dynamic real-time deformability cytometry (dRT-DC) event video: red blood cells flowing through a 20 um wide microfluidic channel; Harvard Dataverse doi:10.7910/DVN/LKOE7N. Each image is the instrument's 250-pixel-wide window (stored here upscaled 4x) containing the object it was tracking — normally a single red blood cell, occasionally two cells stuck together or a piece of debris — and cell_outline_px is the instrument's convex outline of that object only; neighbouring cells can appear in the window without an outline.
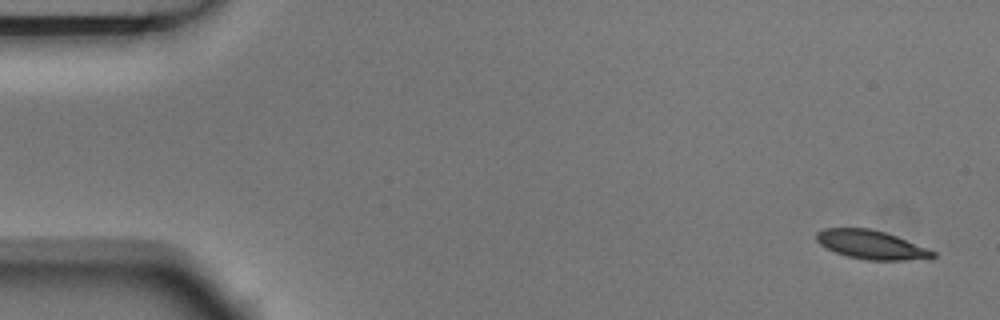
{"species": "Egyptian fruit bat (a non-hibernating species)", "species_latin": "Rousettus aegyptiacus", "temperature_condition": "room temperature", "stored_images_in_passage": 4, "camera_frame_rate_fps": 3000, "um_per_image_px": 0.085, "animal": {"sex": "male"}, "frame": {"image": 1, "passage_image": 1, "time_ms": 0.0, "image_size_px": [1000, 320], "cell_outline_px": [[936, 256], [904, 260], [868, 260], [848, 256], [836, 252], [820, 244], [816, 240], [816, 232], [824, 228], [872, 228], [896, 236], [928, 248], [936, 252]], "centroid_in_image_um": [74.03, 20.78], "position_along_channel_um": 11.0, "area_um2": 19.25}}
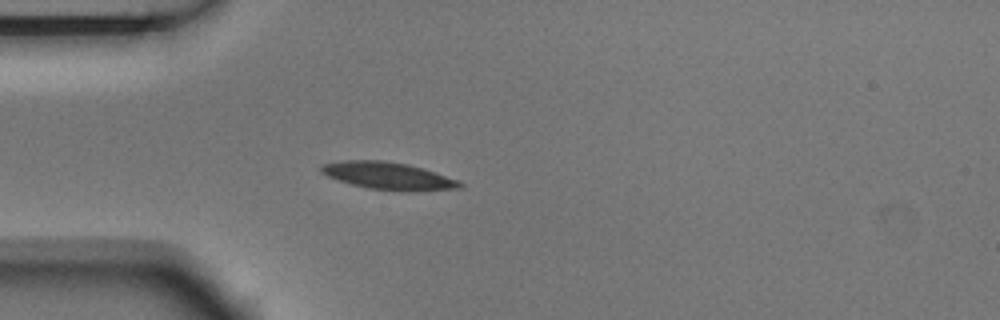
{"frame": {"image": 2, "passage_image": 4, "time_ms": 1.0, "image_size_px": [1000, 320], "cell_outline_px": [[464, 188], [412, 192], [408, 192], [368, 188], [352, 184], [328, 176], [320, 172], [320, 164], [344, 160], [380, 160], [408, 164], [460, 180], [464, 184]], "centroid_in_image_um": [33.05, 14.96], "position_along_channel_um": 51.9, "area_um2": 22.25}}